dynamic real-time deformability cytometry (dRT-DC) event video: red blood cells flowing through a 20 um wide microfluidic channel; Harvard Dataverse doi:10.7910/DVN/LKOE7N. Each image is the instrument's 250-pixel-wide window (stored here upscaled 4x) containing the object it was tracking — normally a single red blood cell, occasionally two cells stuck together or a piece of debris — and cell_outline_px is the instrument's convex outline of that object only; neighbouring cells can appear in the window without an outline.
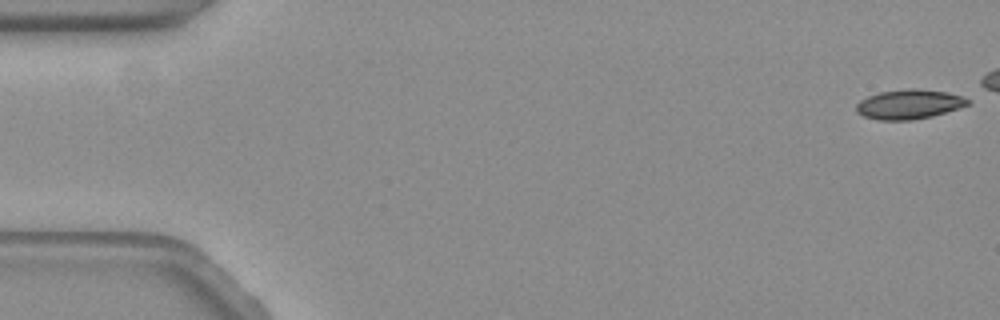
{"species": "common noctule bat (a hibernating species)", "species_latin": "Nyctalus noctula", "temperature_condition": "warm", "stored_images_in_passage": 51, "camera_frame_rate_fps": 3000, "um_per_image_px": 0.085, "animal": {"sex": "female", "body_mass_g": 19.3, "forearm_length_mm": 54.1}, "frame": {"image": 1, "passage_image": 1, "time_ms": 0.0, "image_size_px": [1000, 320], "cell_outline_px": [[972, 104], [960, 108], [932, 116], [912, 120], [876, 120], [864, 116], [856, 112], [856, 104], [860, 100], [868, 96], [880, 92], [912, 88], [916, 88], [948, 92], [972, 96]], "centroid_in_image_um": [77.38, 8.85], "position_along_channel_um": 7.6, "area_um2": 19.71}}
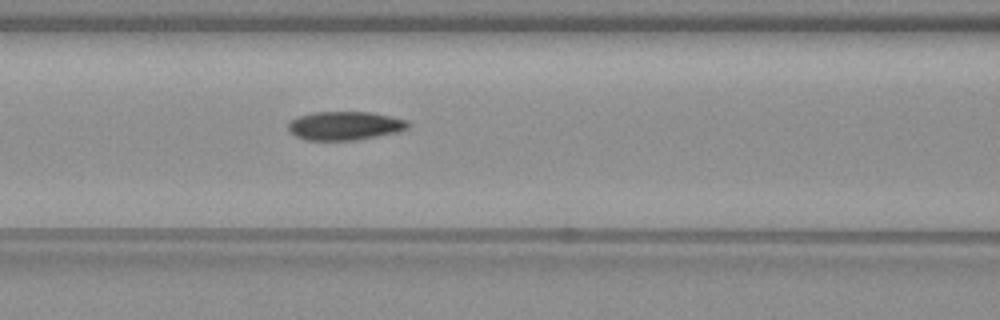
{"frame": {"image": 2, "passage_image": 25, "time_ms": 8.0, "image_size_px": [1000, 320], "cell_outline_px": [[412, 124], [408, 128], [396, 132], [356, 140], [304, 140], [288, 132], [288, 124], [296, 116], [312, 112], [372, 112], [408, 120]], "centroid_in_image_um": [29.29, 10.68], "position_along_channel_um": 137.3, "area_um2": 20.17}}
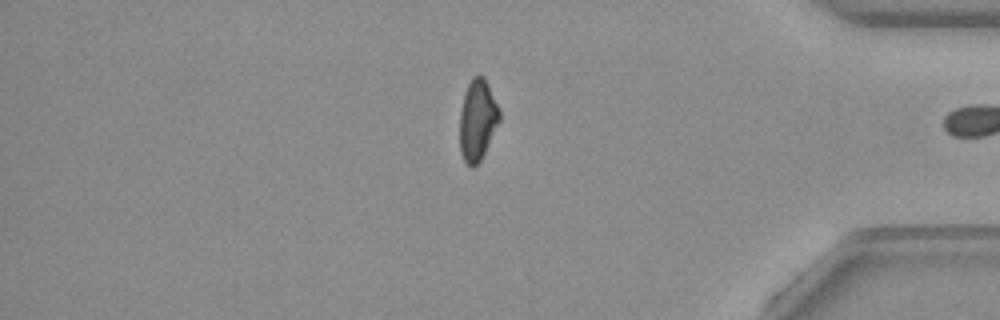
{"frame": {"image": 3, "passage_image": 50, "time_ms": 16.333, "image_size_px": [1000, 320], "cell_outline_px": [[500, 120], [480, 160], [472, 168], [464, 160], [460, 152], [460, 112], [464, 92], [472, 76], [484, 76], [500, 108]], "centroid_in_image_um": [40.58, 10.16], "position_along_channel_um": 394.6, "area_um2": 18.67}, "authors_computed_cell_mechanics": {"area_um2": 19.7676, "velocity_mm_per_s": 3.4715, "shape_relaxation_time_tau1_ms": null, "shape_relaxation_time_tau2_ms": 6.9425, "deformation_change_tau1": null, "deformation_change_tau2": 0.1218}}